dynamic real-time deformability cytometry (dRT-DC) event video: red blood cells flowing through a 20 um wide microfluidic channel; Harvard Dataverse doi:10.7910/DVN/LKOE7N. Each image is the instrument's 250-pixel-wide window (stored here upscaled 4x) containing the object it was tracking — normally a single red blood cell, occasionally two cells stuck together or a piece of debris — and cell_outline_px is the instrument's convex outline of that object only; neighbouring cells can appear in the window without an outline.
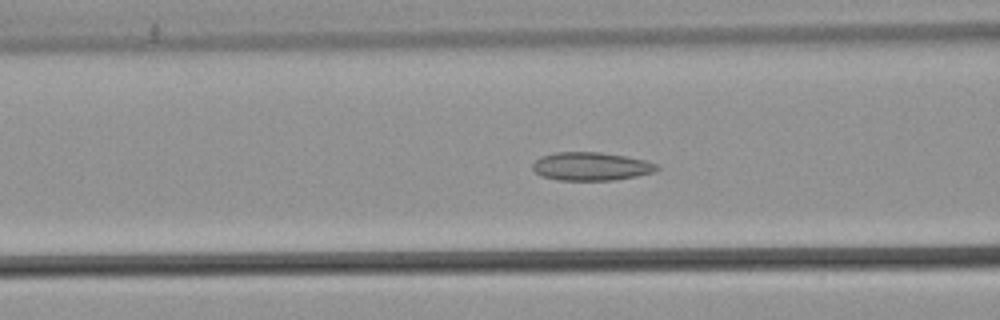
{"species": "common noctule bat (a hibernating species)", "species_latin": "Nyctalus noctula", "temperature_condition": "warm", "stored_images_in_passage": 55, "camera_frame_rate_fps": 3000, "um_per_image_px": 0.085, "animal": {"sex": "male", "body_mass_g": 21.5, "forearm_length_mm": 52.0}, "frame": {"image": 1, "passage_image": 23, "time_ms": 7.333, "image_size_px": [1000, 320], "cell_outline_px": [[660, 168], [652, 172], [636, 176], [612, 180], [556, 180], [540, 176], [532, 168], [532, 164], [540, 156], [556, 152], [600, 152], [648, 160], [660, 164]], "centroid_in_image_um": [50.24, 14.14], "position_along_channel_um": 116.4, "area_um2": 20.63}}
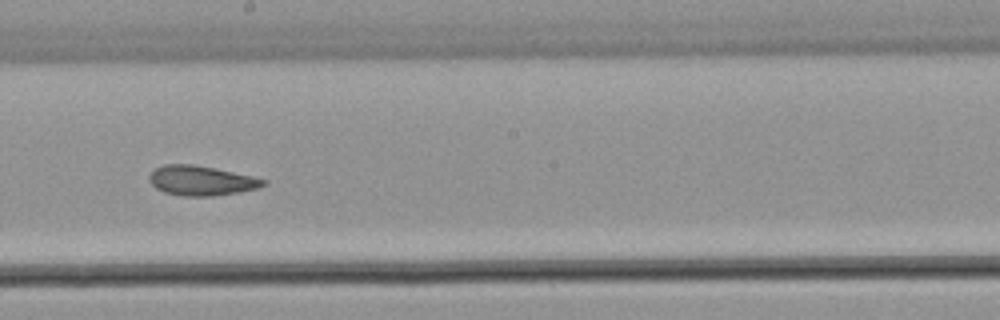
{"frame": {"image": 2, "passage_image": 32, "time_ms": 10.333, "image_size_px": [1000, 320], "cell_outline_px": [[268, 184], [256, 188], [240, 192], [212, 196], [184, 196], [164, 192], [156, 188], [148, 180], [148, 176], [156, 168], [164, 164], [192, 164], [252, 176], [268, 180]], "centroid_in_image_um": [17.1, 15.36], "position_along_channel_um": 231.1, "area_um2": 19.65}}
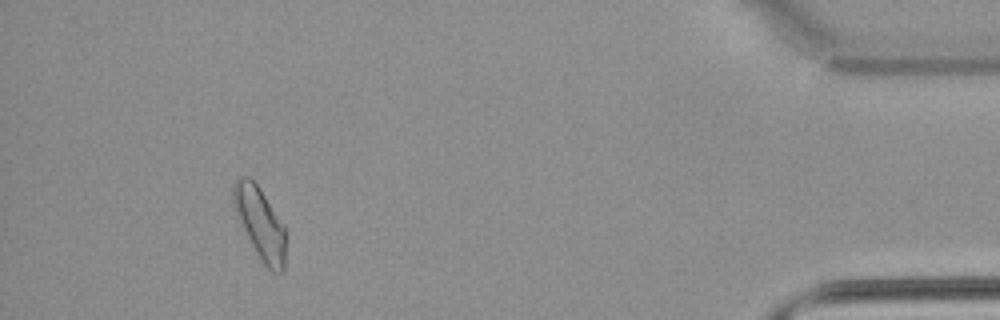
{"frame": {"image": 3, "passage_image": 51, "time_ms": 16.667, "image_size_px": [1000, 320], "cell_outline_px": [[284, 268], [280, 272], [272, 272], [264, 264], [256, 252], [248, 236], [232, 200], [232, 184], [236, 176], [248, 176], [260, 188], [284, 224]], "centroid_in_image_um": [22.1, 18.9], "position_along_channel_um": 413.1, "area_um2": 21.27}, "authors_computed_cell_mechanics": {"area_um2": 20.6924, "velocity_mm_per_s": 3.832, "shape_relaxation_time_tau1_ms": null, "shape_relaxation_time_tau2_ms": 2.5998, "deformation_change_tau1": null, "deformation_change_tau2": 0.0841}}